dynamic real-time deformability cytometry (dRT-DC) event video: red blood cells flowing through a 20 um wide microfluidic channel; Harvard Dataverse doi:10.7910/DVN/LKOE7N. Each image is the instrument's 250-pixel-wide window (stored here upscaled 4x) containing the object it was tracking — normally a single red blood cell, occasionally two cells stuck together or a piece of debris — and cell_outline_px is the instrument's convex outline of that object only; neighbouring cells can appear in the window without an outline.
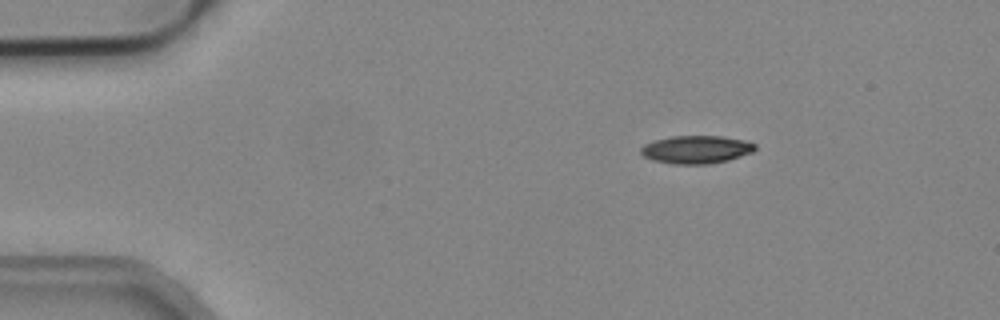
{"species": "common noctule bat (a hibernating species)", "species_latin": "Nyctalus noctula", "temperature_condition": "cold", "stored_images_in_passage": 4, "camera_frame_rate_fps": 3000, "um_per_image_px": 0.085, "animal": {"sex": "male", "body_mass_g": 19.2, "forearm_length_mm": 51.8}, "frame": {"image": 1, "passage_image": 2, "time_ms": 0.333, "image_size_px": [1000, 320], "cell_outline_px": [[756, 148], [752, 152], [728, 160], [708, 164], [676, 164], [652, 160], [644, 156], [640, 152], [640, 148], [644, 144], [656, 140], [672, 136], [720, 136], [744, 140], [756, 144]], "centroid_in_image_um": [59.17, 12.71], "position_along_channel_um": 25.8, "area_um2": 18.5}}